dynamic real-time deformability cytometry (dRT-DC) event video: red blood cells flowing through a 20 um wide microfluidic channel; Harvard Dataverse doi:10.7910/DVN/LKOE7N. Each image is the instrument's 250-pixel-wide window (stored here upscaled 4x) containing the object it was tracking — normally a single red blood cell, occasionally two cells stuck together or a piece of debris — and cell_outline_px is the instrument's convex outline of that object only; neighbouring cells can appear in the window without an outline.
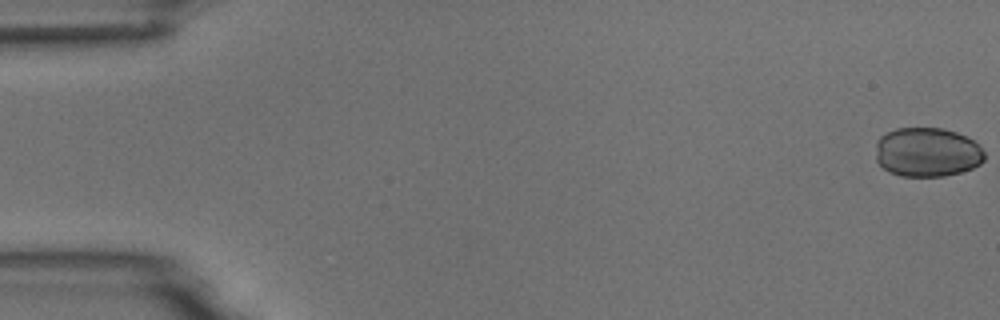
{"species": "common noctule bat (a hibernating species)", "species_latin": "Nyctalus noctula", "temperature_condition": "room temperature", "stored_images_in_passage": 55, "camera_frame_rate_fps": 3000, "um_per_image_px": 0.085, "animal": {"sex": "male", "body_mass_g": 18.8}, "frame": {"image": 1, "passage_image": 1, "time_ms": 0.0, "image_size_px": [1000, 320], "cell_outline_px": [[984, 160], [980, 164], [972, 168], [960, 172], [944, 176], [900, 176], [888, 172], [876, 160], [876, 140], [880, 136], [896, 128], [940, 128], [956, 132], [972, 140], [984, 152]], "centroid_in_image_um": [78.77, 12.94], "position_along_channel_um": 6.2, "area_um2": 31.21}}
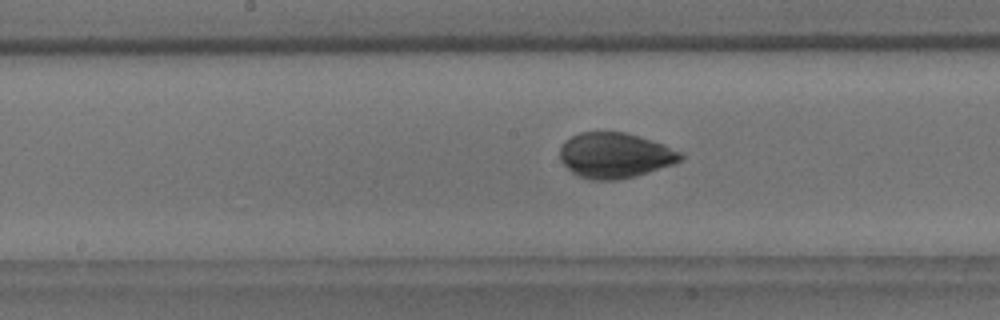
{"frame": {"image": 2, "passage_image": 28, "time_ms": 9.0, "image_size_px": [1000, 320], "cell_outline_px": [[684, 156], [676, 164], [636, 176], [616, 180], [592, 180], [576, 176], [560, 160], [560, 148], [564, 140], [580, 132], [624, 132], [664, 144], [680, 152]], "centroid_in_image_um": [52.26, 13.22], "position_along_channel_um": 195.9, "area_um2": 32.02}}
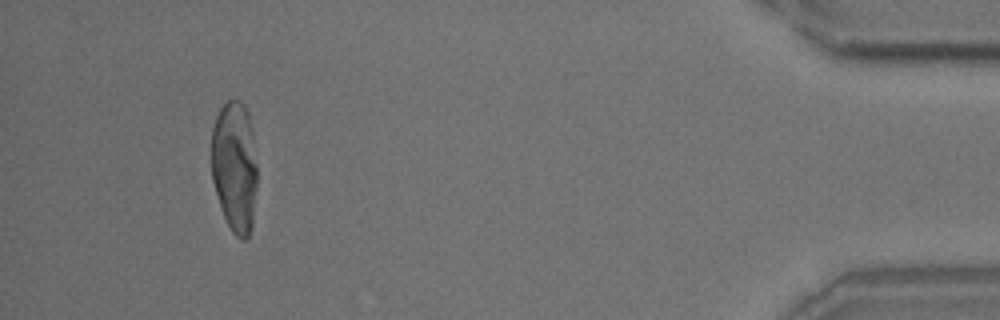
{"frame": {"image": 3, "passage_image": 51, "time_ms": 16.667, "image_size_px": [1000, 320], "cell_outline_px": [[256, 188], [252, 228], [248, 236], [244, 240], [240, 240], [232, 232], [224, 216], [212, 180], [212, 128], [216, 116], [220, 108], [228, 100], [240, 100], [244, 104], [248, 112], [252, 136], [256, 168]], "centroid_in_image_um": [19.94, 14.17], "position_along_channel_um": 415.3, "area_um2": 34.8}}